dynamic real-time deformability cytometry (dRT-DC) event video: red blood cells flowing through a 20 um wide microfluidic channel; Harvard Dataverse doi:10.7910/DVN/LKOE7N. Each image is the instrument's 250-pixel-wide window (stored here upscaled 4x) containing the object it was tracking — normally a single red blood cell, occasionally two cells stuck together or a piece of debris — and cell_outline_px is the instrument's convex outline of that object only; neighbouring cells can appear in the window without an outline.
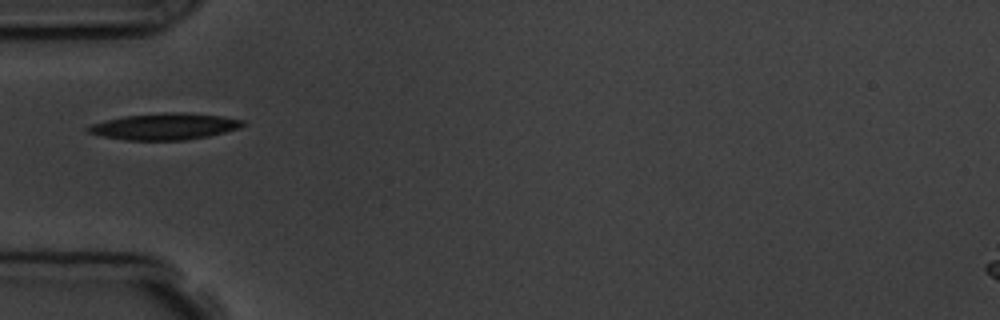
{"species": "common noctule bat (a hibernating species)", "species_latin": "Nyctalus noctula", "temperature_condition": "room temperature", "stored_images_in_passage": 2, "camera_frame_rate_fps": 3000, "um_per_image_px": 0.085, "animal": {"sex": "male", "body_mass_g": 19.5, "forearm_length_mm": 54.6}, "frame": {"image": 1, "passage_image": 1, "time_ms": 0.0, "image_size_px": [1000, 320], "cell_outline_px": [[248, 124], [240, 128], [208, 136], [188, 140], [124, 140], [100, 136], [88, 132], [84, 128], [92, 124], [104, 120], [124, 116], [168, 112], [188, 112], [224, 116], [244, 120]], "centroid_in_image_um": [14.02, 10.74], "position_along_channel_um": 71.0, "area_um2": 24.22}}